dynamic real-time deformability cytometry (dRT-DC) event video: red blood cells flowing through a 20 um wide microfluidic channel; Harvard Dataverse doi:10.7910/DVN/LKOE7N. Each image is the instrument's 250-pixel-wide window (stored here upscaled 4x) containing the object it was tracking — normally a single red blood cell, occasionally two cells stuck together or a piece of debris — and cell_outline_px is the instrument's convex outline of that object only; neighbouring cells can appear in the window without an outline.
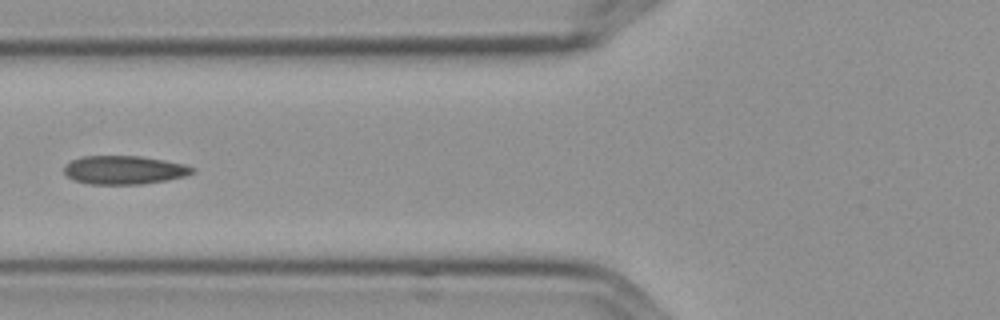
{"species": "Egyptian fruit bat (a non-hibernating species)", "species_latin": "Rousettus aegyptiacus", "temperature_condition": "cold", "stored_images_in_passage": 5, "camera_frame_rate_fps": 3000, "um_per_image_px": 0.085, "frame": {"image": 1, "passage_image": 5, "time_ms": 1.333, "image_size_px": [1000, 320], "cell_outline_px": [[196, 172], [184, 176], [168, 180], [140, 184], [88, 184], [72, 180], [64, 172], [64, 164], [72, 160], [84, 156], [140, 156], [164, 160], [184, 164], [196, 168]], "centroid_in_image_um": [10.56, 14.45], "position_along_channel_um": 115.2, "area_um2": 21.44}}